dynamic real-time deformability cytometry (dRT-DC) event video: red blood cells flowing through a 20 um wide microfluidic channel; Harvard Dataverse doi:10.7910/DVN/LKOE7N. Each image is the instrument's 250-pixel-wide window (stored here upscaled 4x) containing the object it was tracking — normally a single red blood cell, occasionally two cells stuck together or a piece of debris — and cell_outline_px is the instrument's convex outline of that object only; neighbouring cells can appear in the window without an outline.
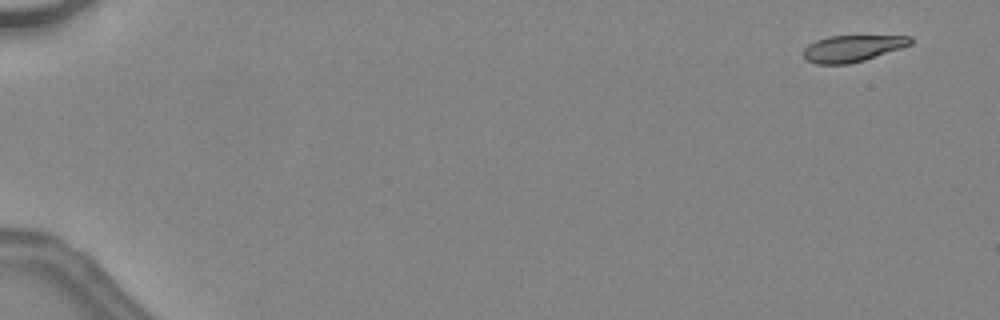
{"species": "common noctule bat (a hibernating species)", "species_latin": "Nyctalus noctula", "temperature_condition": "warm", "stored_images_in_passage": 46, "camera_frame_rate_fps": 3000, "um_per_image_px": 0.085, "animal": {"sex": "female", "body_mass_g": 24.6, "forearm_length_mm": 56.2}, "frame": {"image": 1, "passage_image": 3, "time_ms": 0.667, "image_size_px": [1000, 320], "cell_outline_px": [[912, 44], [864, 60], [848, 64], [816, 64], [804, 60], [804, 48], [808, 44], [816, 40], [828, 36], [912, 36]], "centroid_in_image_um": [72.41, 4.11], "position_along_channel_um": 12.6, "area_um2": 16.47}}
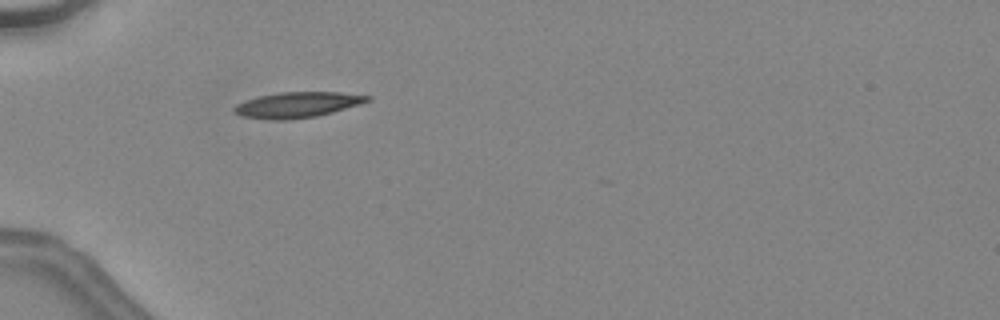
{"frame": {"image": 2, "passage_image": 17, "time_ms": 5.333, "image_size_px": [1000, 320], "cell_outline_px": [[372, 100], [360, 104], [332, 112], [316, 116], [284, 120], [272, 120], [240, 116], [232, 108], [236, 104], [244, 100], [256, 96], [280, 92], [340, 92], [372, 96]], "centroid_in_image_um": [25.26, 8.9], "position_along_channel_um": 59.7, "area_um2": 19.94}}
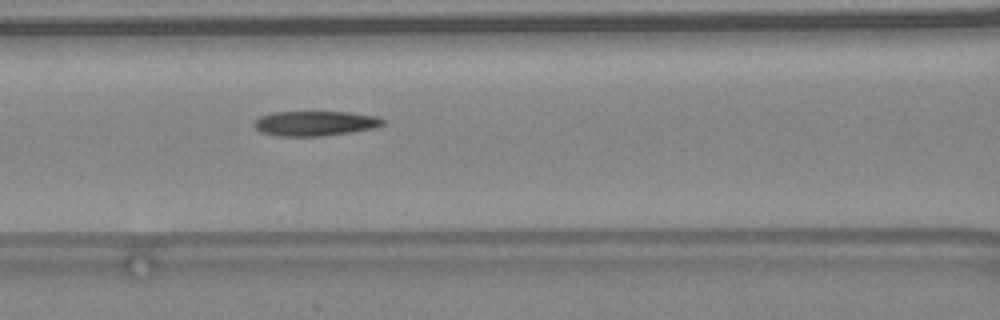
{"frame": {"image": 3, "passage_image": 23, "time_ms": 7.333, "image_size_px": [1000, 320], "cell_outline_px": [[388, 120], [384, 124], [372, 128], [324, 136], [276, 136], [260, 132], [252, 124], [260, 116], [272, 112], [348, 112], [376, 116]], "centroid_in_image_um": [26.76, 10.48], "position_along_channel_um": 139.8, "area_um2": 18.67}, "authors_computed_cell_mechanics": {"area_um2": 18.6116, "velocity_mm_per_s": 4.5576, "shape_relaxation_time_tau1_ms": 11.2376, "shape_relaxation_time_tau2_ms": 4.4117, "deformation_change_tau1": 0.3008, "deformation_change_tau2": 0.1204}}